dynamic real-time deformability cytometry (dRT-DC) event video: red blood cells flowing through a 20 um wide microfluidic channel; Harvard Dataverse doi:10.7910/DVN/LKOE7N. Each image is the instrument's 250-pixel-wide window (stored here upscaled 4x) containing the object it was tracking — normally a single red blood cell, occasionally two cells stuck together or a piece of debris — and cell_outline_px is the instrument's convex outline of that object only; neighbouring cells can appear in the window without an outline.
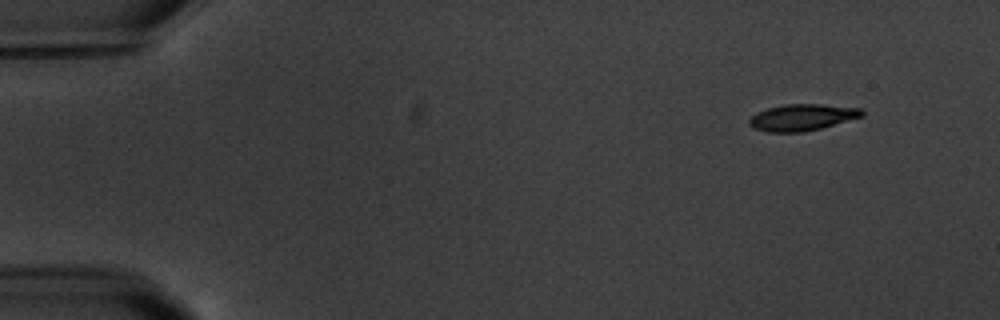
{"species": "common noctule bat (a hibernating species)", "species_latin": "Nyctalus noctula", "temperature_condition": "warm", "stored_images_in_passage": 4, "camera_frame_rate_fps": 3000, "um_per_image_px": 0.085, "animal": {"sex": "male", "body_mass_g": 20.1, "forearm_length_mm": 53.5}, "frame": {"image": 1, "passage_image": 1, "time_ms": 0.0, "image_size_px": [1000, 320], "cell_outline_px": [[864, 116], [820, 128], [804, 132], [768, 132], [752, 128], [748, 124], [748, 120], [756, 112], [768, 108], [784, 104], [820, 104], [860, 108], [864, 112]], "centroid_in_image_um": [68.15, 9.98], "position_along_channel_um": 16.9, "area_um2": 17.46}}